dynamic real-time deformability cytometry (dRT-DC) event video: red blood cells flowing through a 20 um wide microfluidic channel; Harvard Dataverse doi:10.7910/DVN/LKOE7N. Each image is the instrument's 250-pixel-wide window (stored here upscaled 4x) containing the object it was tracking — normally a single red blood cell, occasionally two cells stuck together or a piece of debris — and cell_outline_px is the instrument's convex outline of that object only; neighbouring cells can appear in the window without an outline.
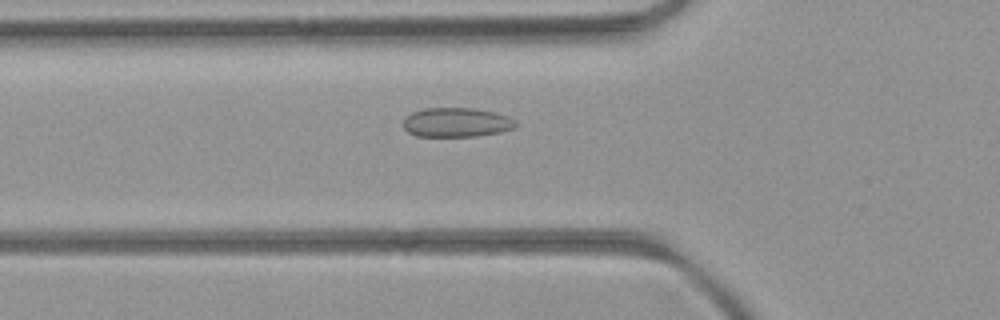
{"species": "common noctule bat (a hibernating species)", "species_latin": "Nyctalus noctula", "temperature_condition": "room temperature", "stored_images_in_passage": 45, "camera_frame_rate_fps": 3000, "um_per_image_px": 0.085, "animal": {"sex": "female", "body_mass_g": 21.9}, "frame": {"image": 1, "passage_image": 12, "time_ms": 3.667, "image_size_px": [1000, 320], "cell_outline_px": [[516, 128], [500, 132], [476, 136], [416, 136], [408, 132], [404, 128], [404, 120], [412, 112], [424, 108], [472, 108], [496, 112], [508, 116], [516, 120]], "centroid_in_image_um": [38.83, 10.4], "position_along_channel_um": 87.0, "area_um2": 19.25}}
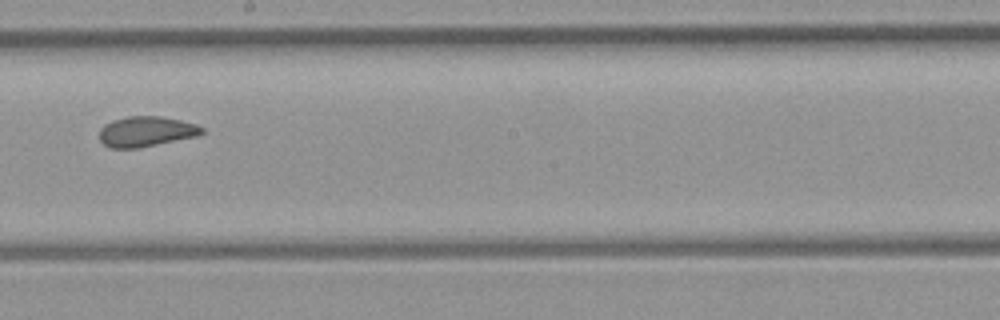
{"frame": {"image": 2, "passage_image": 23, "time_ms": 7.333, "image_size_px": [1000, 320], "cell_outline_px": [[204, 132], [196, 136], [136, 148], [108, 148], [100, 140], [100, 128], [104, 124], [112, 120], [128, 116], [160, 116], [180, 120], [196, 124], [204, 128]], "centroid_in_image_um": [12.39, 11.17], "position_along_channel_um": 235.8, "area_um2": 17.98}}
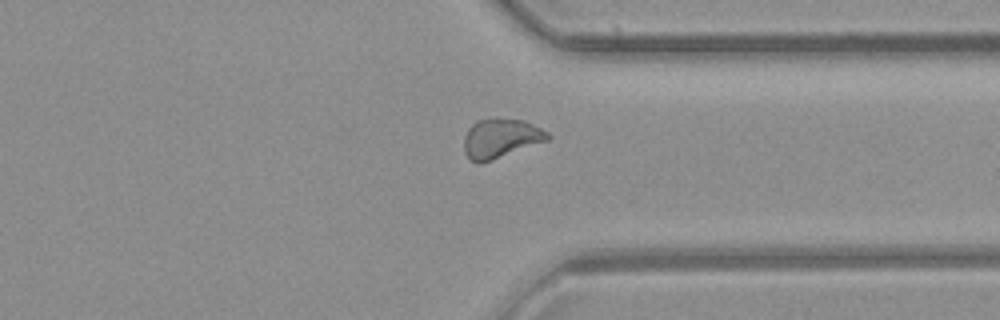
{"frame": {"image": 3, "passage_image": 33, "time_ms": 10.667, "image_size_px": [1000, 320], "cell_outline_px": [[552, 136], [548, 140], [492, 160], [480, 164], [476, 164], [468, 160], [464, 152], [464, 136], [468, 128], [476, 120], [524, 120], [548, 132]], "centroid_in_image_um": [42.52, 11.8], "position_along_channel_um": 368.9, "area_um2": 19.02}, "authors_computed_cell_mechanics": {"area_um2": 18.9006, "velocity_mm_per_s": 4.0334, "shape_relaxation_time_tau1_ms": null, "shape_relaxation_time_tau2_ms": 1.6685, "deformation_change_tau1": null, "deformation_change_tau2": 0.0622}}